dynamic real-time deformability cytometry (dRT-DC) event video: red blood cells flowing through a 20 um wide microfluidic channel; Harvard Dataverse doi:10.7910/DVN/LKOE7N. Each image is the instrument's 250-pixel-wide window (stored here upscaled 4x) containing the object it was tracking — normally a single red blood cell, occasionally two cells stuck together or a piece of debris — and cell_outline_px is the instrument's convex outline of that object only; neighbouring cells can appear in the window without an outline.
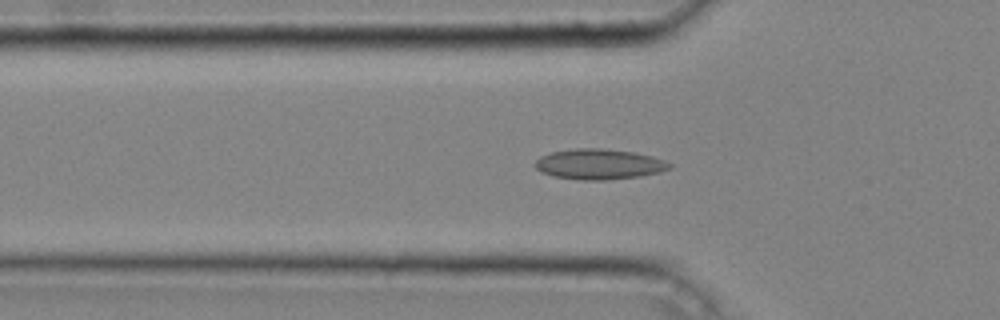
{"species": "common noctule bat (a hibernating species)", "species_latin": "Nyctalus noctula", "temperature_condition": "cold", "stored_images_in_passage": 38, "camera_frame_rate_fps": 3000, "um_per_image_px": 0.085, "animal": {"sex": "male", "body_mass_g": 20.4}, "frame": {"image": 1, "passage_image": 9, "time_ms": 2.667, "image_size_px": [1000, 320], "cell_outline_px": [[672, 168], [660, 172], [640, 176], [604, 180], [580, 180], [552, 176], [540, 172], [532, 164], [540, 156], [552, 152], [576, 148], [600, 148], [636, 152], [652, 156], [664, 160], [672, 164]], "centroid_in_image_um": [50.91, 13.95], "position_along_channel_um": 74.9, "area_um2": 24.04}}
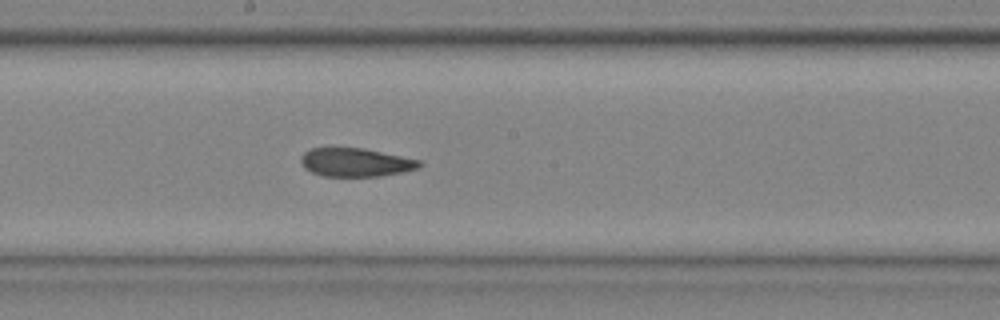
{"frame": {"image": 2, "passage_image": 19, "time_ms": 6.0, "image_size_px": [1000, 320], "cell_outline_px": [[424, 164], [416, 168], [400, 172], [380, 176], [324, 176], [312, 172], [304, 168], [300, 160], [300, 156], [304, 152], [312, 148], [328, 144], [364, 148], [420, 160]], "centroid_in_image_um": [30.14, 13.74], "position_along_channel_um": 218.1, "area_um2": 20.29}}
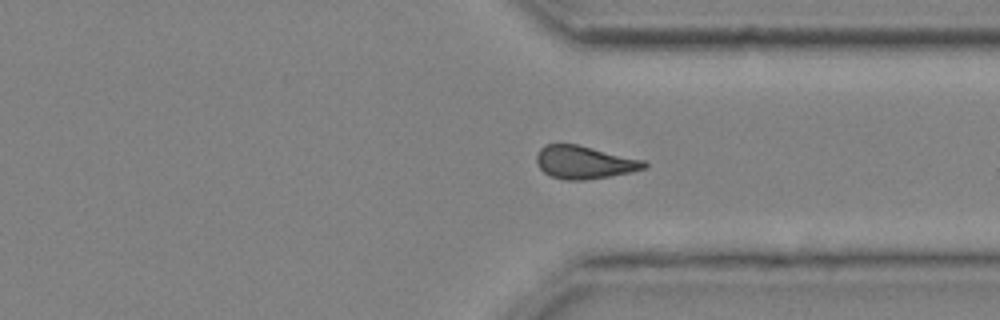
{"frame": {"image": 3, "passage_image": 29, "time_ms": 9.333, "image_size_px": [1000, 320], "cell_outline_px": [[648, 164], [644, 168], [632, 172], [584, 180], [564, 180], [552, 176], [544, 172], [540, 168], [536, 160], [536, 156], [540, 148], [544, 144], [576, 144], [644, 160]], "centroid_in_image_um": [49.65, 13.79], "position_along_channel_um": 361.8, "area_um2": 20.46}, "authors_computed_cell_mechanics": {"area_um2": 20.4323, "velocity_mm_per_s": 4.2909, "shape_relaxation_time_tau1_ms": null, "shape_relaxation_time_tau2_ms": 2.6452, "deformation_change_tau1": null, "deformation_change_tau2": 0.0983}}